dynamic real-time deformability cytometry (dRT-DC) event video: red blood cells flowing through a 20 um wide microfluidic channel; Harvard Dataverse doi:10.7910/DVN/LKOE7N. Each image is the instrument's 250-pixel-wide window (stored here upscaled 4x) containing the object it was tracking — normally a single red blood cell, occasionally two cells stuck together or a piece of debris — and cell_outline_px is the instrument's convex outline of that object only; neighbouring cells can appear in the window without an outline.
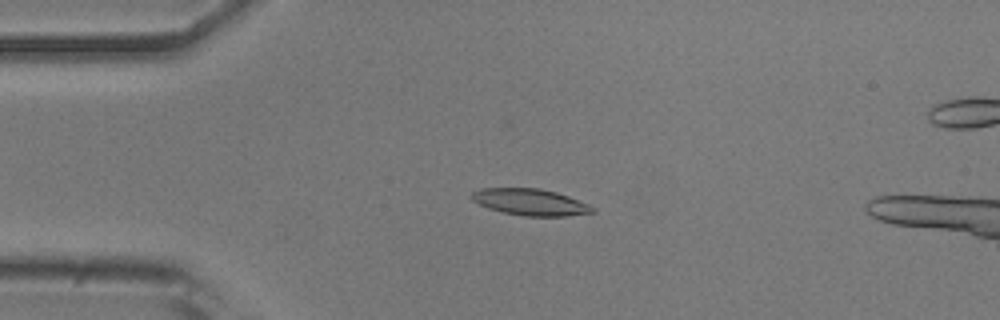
{"species": "common noctule bat (a hibernating species)", "species_latin": "Nyctalus noctula", "temperature_condition": "room temperature", "stored_images_in_passage": 15, "camera_frame_rate_fps": 3000, "um_per_image_px": 0.085, "animal": {"sex": "male", "body_mass_g": 20.5, "forearm_length_mm": 52.5}, "frame": {"image": 1, "passage_image": 11, "time_ms": 3.333, "image_size_px": [1000, 320], "cell_outline_px": [[596, 212], [564, 216], [524, 216], [504, 212], [488, 208], [472, 200], [472, 192], [480, 188], [540, 188], [556, 192], [568, 196], [588, 204], [596, 208]], "centroid_in_image_um": [45.1, 17.17], "position_along_channel_um": 39.9, "area_um2": 18.61}}